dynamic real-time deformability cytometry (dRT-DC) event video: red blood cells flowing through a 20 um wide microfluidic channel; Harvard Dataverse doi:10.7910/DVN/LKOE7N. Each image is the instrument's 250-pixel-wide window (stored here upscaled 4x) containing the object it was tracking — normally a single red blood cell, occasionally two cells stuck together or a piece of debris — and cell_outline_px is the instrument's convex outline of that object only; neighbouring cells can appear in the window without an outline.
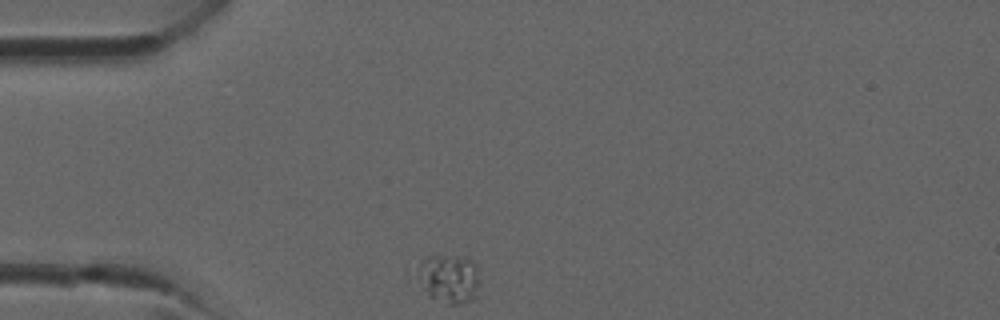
{"species": "common noctule bat (a hibernating species)", "species_latin": "Nyctalus noctula", "temperature_condition": "room temperature", "stored_images_in_passage": 30, "camera_frame_rate_fps": 3000, "um_per_image_px": 0.085, "animal": {"sex": "male", "forearm_length_mm": 52.5}, "frame": {"image": 1, "passage_image": 1, "time_ms": 0.0, "image_size_px": [1000, 320], "cell_outline_px": [[480, 284], [476, 296], [472, 300], [460, 304], [448, 304], [428, 296], [420, 276], [420, 260], [428, 256], [468, 256], [476, 264], [480, 280]], "centroid_in_image_um": [38.26, 23.67], "position_along_channel_um": 46.7, "area_um2": 17.63}}
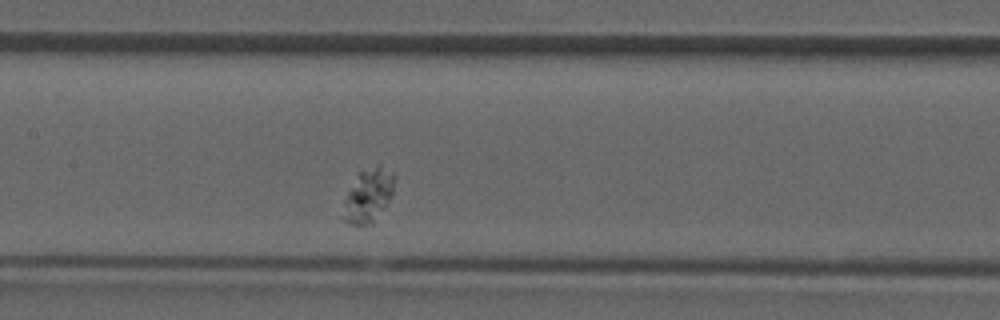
{"frame": {"image": 2, "passage_image": 10, "time_ms": 3.0, "image_size_px": [1000, 320], "cell_outline_px": [[396, 176], [392, 196], [384, 208], [372, 224], [352, 224], [344, 220], [340, 216], [344, 200], [348, 192], [360, 172], [380, 164], [396, 172]], "centroid_in_image_um": [31.34, 16.61], "position_along_channel_um": 176.1, "area_um2": 16.13}}
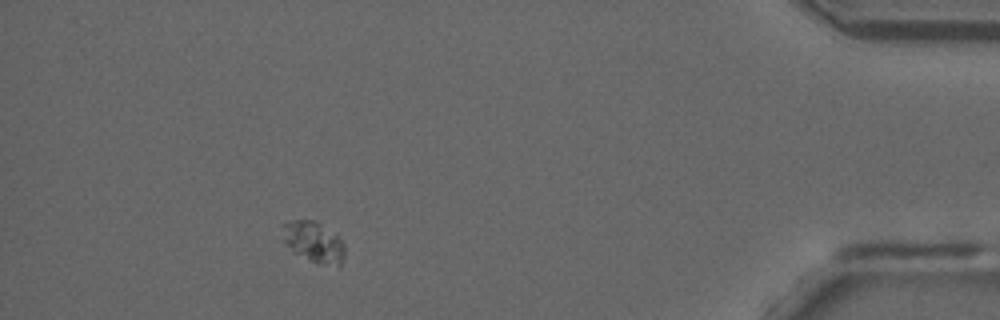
{"frame": {"image": 3, "passage_image": 27, "time_ms": 8.667, "image_size_px": [1000, 320], "cell_outline_px": [[344, 256], [340, 264], [316, 264], [292, 252], [280, 240], [280, 224], [292, 220], [316, 220], [336, 236], [344, 244]], "centroid_in_image_um": [26.54, 20.55], "position_along_channel_um": 408.7, "area_um2": 15.14}}